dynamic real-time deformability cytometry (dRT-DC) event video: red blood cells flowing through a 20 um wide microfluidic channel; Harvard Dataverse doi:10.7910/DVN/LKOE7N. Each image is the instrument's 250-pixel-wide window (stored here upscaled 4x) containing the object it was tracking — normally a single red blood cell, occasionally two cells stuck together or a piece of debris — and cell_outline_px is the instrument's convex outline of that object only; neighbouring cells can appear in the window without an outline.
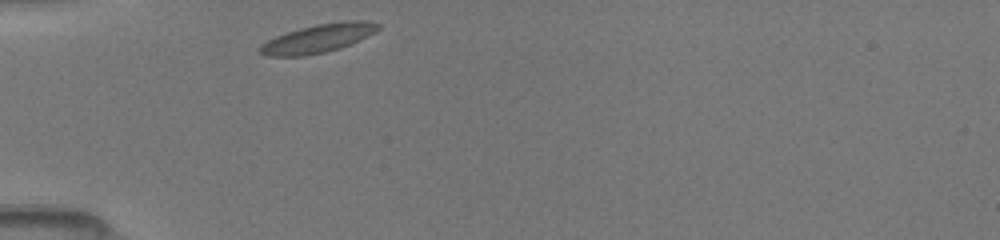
{"species": "common noctule bat (a hibernating species)", "species_latin": "Nyctalus noctula", "temperature_condition": "room temperature", "stored_images_in_passage": 6, "camera_frame_rate_fps": 3000, "um_per_image_px": 0.085, "animal": {"sex": "female", "body_mass_g": 19.5, "forearm_length_mm": 54.1}, "frame": {"image": 1, "passage_image": 1, "time_ms": 0.0, "image_size_px": [1000, 240], "cell_outline_px": [[380, 28], [376, 32], [340, 48], [324, 52], [304, 56], [268, 56], [260, 52], [256, 48], [260, 44], [276, 36], [300, 28], [316, 24], [344, 20], [360, 20], [380, 24]], "centroid_in_image_um": [27.02, 3.26], "position_along_channel_um": 58.0, "area_um2": 19.54}}
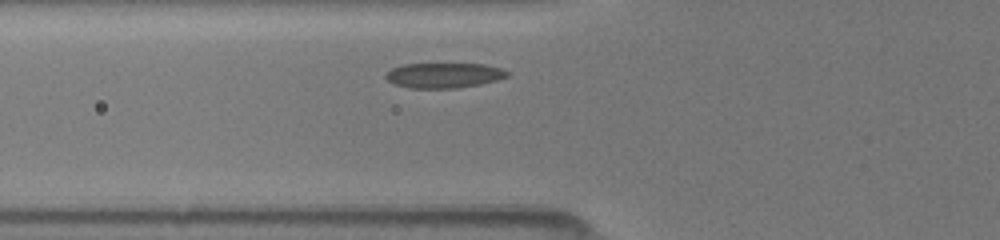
{"frame": {"image": 2, "passage_image": 3, "time_ms": 1.0, "image_size_px": [1000, 240], "cell_outline_px": [[508, 76], [496, 80], [480, 84], [456, 88], [408, 88], [396, 84], [388, 80], [384, 76], [392, 68], [404, 64], [484, 64], [504, 68], [508, 72]], "centroid_in_image_um": [37.75, 6.4], "position_along_channel_um": 88.0, "area_um2": 17.69}}
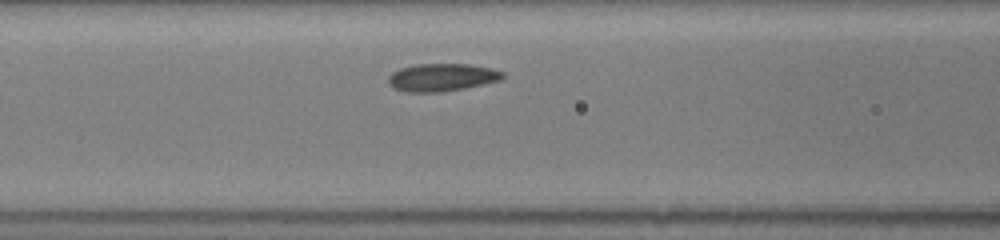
{"frame": {"image": 3, "passage_image": 6, "time_ms": 2.0, "image_size_px": [1000, 240], "cell_outline_px": [[504, 76], [500, 80], [484, 84], [464, 88], [440, 92], [404, 92], [392, 88], [388, 84], [388, 76], [392, 72], [400, 68], [416, 64], [468, 64], [492, 68], [504, 72]], "centroid_in_image_um": [37.53, 6.58], "position_along_channel_um": 129.1, "area_um2": 18.61}}